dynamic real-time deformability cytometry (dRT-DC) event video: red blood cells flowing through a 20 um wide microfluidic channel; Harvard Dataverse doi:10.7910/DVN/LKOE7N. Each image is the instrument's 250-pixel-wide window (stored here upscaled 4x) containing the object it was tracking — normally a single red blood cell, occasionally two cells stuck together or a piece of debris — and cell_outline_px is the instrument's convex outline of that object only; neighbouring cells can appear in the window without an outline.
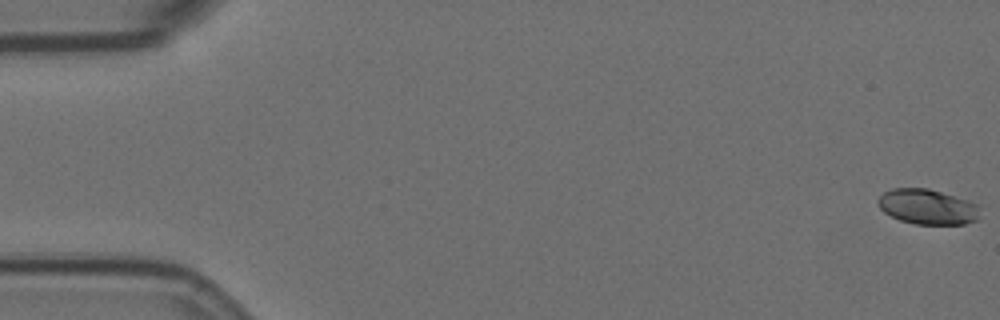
{"species": "Egyptian fruit bat (a non-hibernating species)", "species_latin": "Rousettus aegyptiacus", "temperature_condition": "room temperature", "stored_images_in_passage": 58, "camera_frame_rate_fps": 3000, "um_per_image_px": 0.085, "animal": {"sex": "female"}, "frame": {"image": 1, "passage_image": 1, "time_ms": 0.0, "image_size_px": [1000, 320], "cell_outline_px": [[980, 208], [976, 220], [964, 224], [916, 224], [900, 220], [884, 212], [880, 208], [876, 200], [884, 192], [892, 188], [928, 188], [968, 200], [976, 204]], "centroid_in_image_um": [78.82, 17.57], "position_along_channel_um": 6.2, "area_um2": 20.81}}
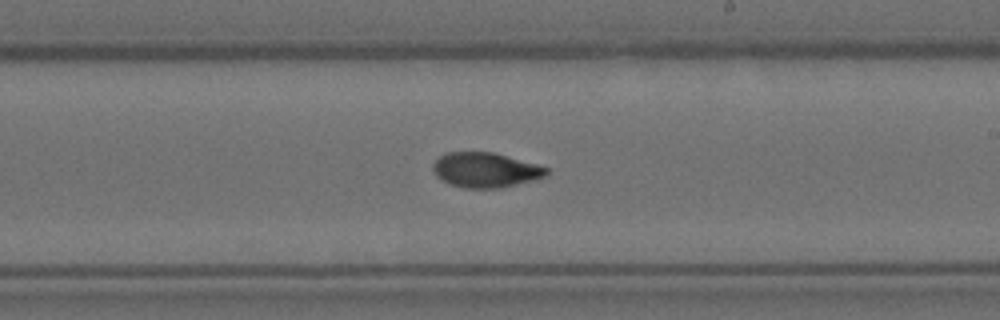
{"frame": {"image": 2, "passage_image": 34, "time_ms": 11.0, "image_size_px": [1000, 320], "cell_outline_px": [[548, 172], [544, 176], [536, 180], [500, 188], [464, 188], [448, 184], [436, 176], [432, 168], [432, 164], [444, 152], [492, 152], [536, 164], [548, 168]], "centroid_in_image_um": [41.23, 14.46], "position_along_channel_um": 247.8, "area_um2": 23.12}}
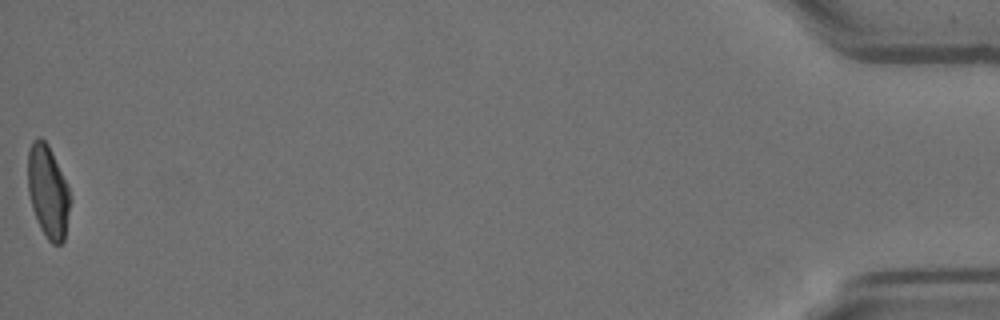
{"frame": {"image": 3, "passage_image": 58, "time_ms": 19.0, "image_size_px": [1000, 320], "cell_outline_px": [[72, 200], [64, 240], [60, 244], [52, 244], [48, 240], [40, 228], [32, 208], [28, 192], [28, 152], [32, 140], [36, 136], [40, 136], [48, 144], [68, 188]], "centroid_in_image_um": [4.08, 16.29], "position_along_channel_um": 431.1, "area_um2": 22.89}, "authors_computed_cell_mechanics": {"area_um2": 22.9755, "velocity_mm_per_s": 3.5537, "shape_relaxation_time_tau1_ms": 5.9794, "shape_relaxation_time_tau2_ms": 1.646, "deformation_change_tau1": 0.1831, "deformation_change_tau2": 0.0474}}